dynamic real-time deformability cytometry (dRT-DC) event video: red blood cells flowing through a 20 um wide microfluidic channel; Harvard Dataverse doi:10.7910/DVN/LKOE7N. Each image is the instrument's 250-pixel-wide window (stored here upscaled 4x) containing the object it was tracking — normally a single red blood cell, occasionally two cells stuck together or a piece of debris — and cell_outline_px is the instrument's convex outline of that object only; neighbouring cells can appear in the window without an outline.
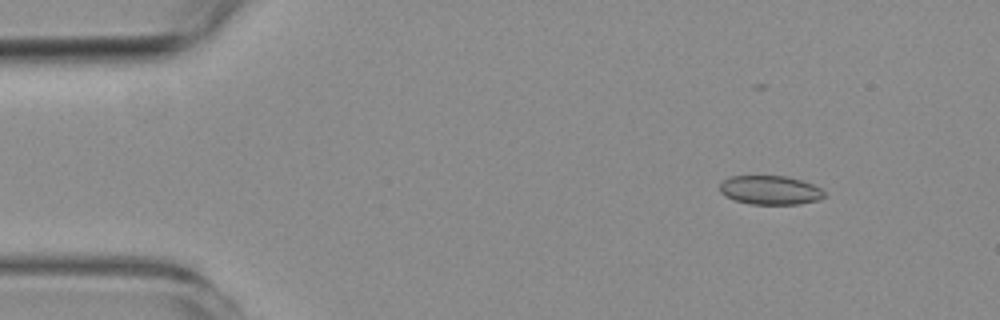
{"species": "common noctule bat (a hibernating species)", "species_latin": "Nyctalus noctula", "temperature_condition": "room temperature", "stored_images_in_passage": 50, "camera_frame_rate_fps": 3000, "um_per_image_px": 0.085, "animal": {"sex": "female", "body_mass_g": 19.3, "forearm_length_mm": 54.1}, "frame": {"image": 1, "passage_image": 2, "time_ms": 0.333, "image_size_px": [1000, 320], "cell_outline_px": [[824, 196], [816, 200], [800, 204], [748, 204], [724, 196], [720, 192], [720, 184], [724, 180], [732, 176], [784, 176], [800, 180], [812, 184], [820, 188], [824, 192]], "centroid_in_image_um": [65.43, 16.16], "position_along_channel_um": 19.6, "area_um2": 17.46}}
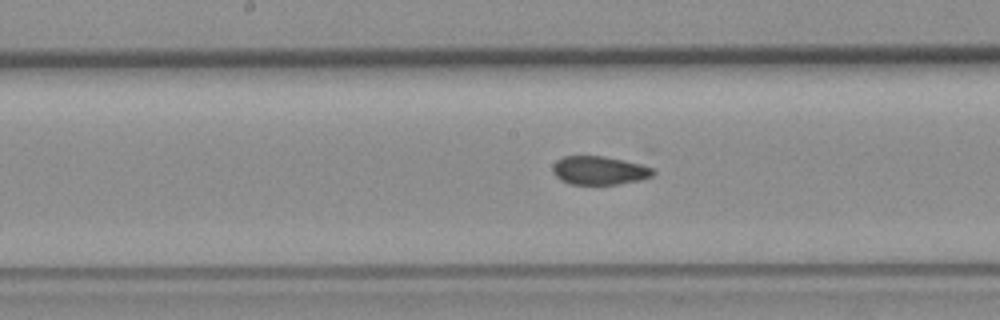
{"frame": {"image": 2, "passage_image": 23, "time_ms": 7.333, "image_size_px": [1000, 320], "cell_outline_px": [[656, 172], [652, 176], [640, 180], [616, 184], [568, 184], [560, 180], [552, 172], [552, 164], [556, 160], [564, 156], [604, 156], [640, 164], [652, 168]], "centroid_in_image_um": [50.9, 14.49], "position_along_channel_um": 197.3, "area_um2": 16.7}}
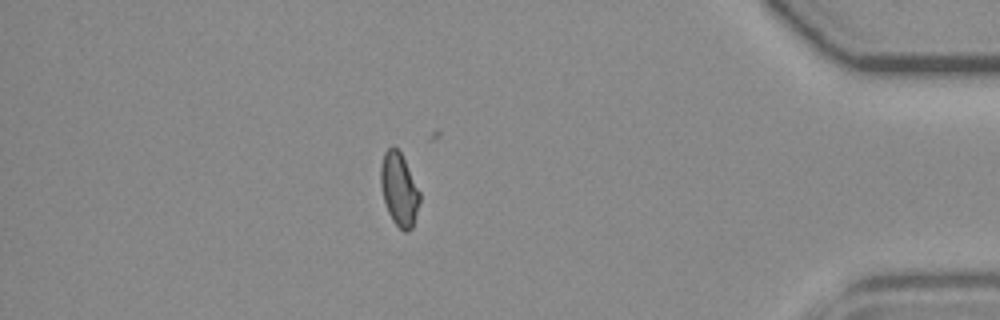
{"frame": {"image": 3, "passage_image": 43, "time_ms": 14.0, "image_size_px": [1000, 320], "cell_outline_px": [[420, 200], [412, 228], [408, 232], [404, 232], [392, 220], [388, 212], [384, 200], [380, 184], [380, 164], [384, 152], [392, 144], [400, 152], [420, 192]], "centroid_in_image_um": [33.9, 16.09], "position_along_channel_um": 401.3, "area_um2": 16.53}, "authors_computed_cell_mechanics": {"area_um2": 17.4556, "velocity_mm_per_s": 3.7363, "shape_relaxation_time_tau1_ms": null, "shape_relaxation_time_tau2_ms": 2.2889, "deformation_change_tau1": null, "deformation_change_tau2": 0.055}}